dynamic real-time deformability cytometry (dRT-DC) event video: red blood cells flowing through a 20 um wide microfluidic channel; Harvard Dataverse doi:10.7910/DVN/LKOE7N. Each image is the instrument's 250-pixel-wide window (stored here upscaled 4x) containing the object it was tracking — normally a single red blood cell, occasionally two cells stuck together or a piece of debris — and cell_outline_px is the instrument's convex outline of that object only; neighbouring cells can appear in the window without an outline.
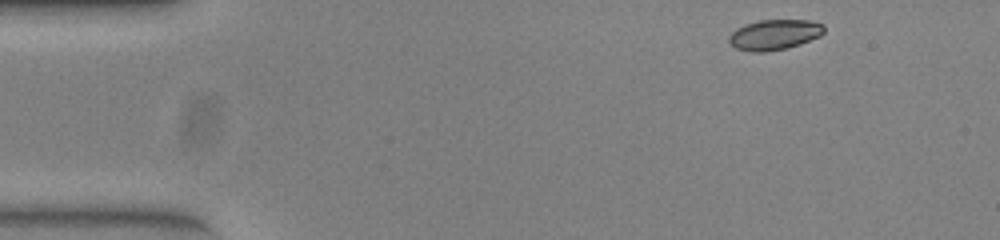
{"species": "common noctule bat (a hibernating species)", "species_latin": "Nyctalus noctula", "temperature_condition": "warm", "stored_images_in_passage": 47, "camera_frame_rate_fps": 3000, "um_per_image_px": 0.085, "animal": {"sex": "female", "body_mass_g": 23.0, "forearm_length_mm": 53.4}, "frame": {"image": 1, "passage_image": 1, "time_ms": 0.0, "image_size_px": [1000, 240], "cell_outline_px": [[824, 32], [820, 36], [800, 44], [788, 48], [764, 52], [752, 52], [736, 48], [728, 40], [728, 36], [736, 28], [744, 24], [760, 20], [808, 20], [824, 24]], "centroid_in_image_um": [65.82, 2.94], "position_along_channel_um": 19.2, "area_um2": 16.88}}
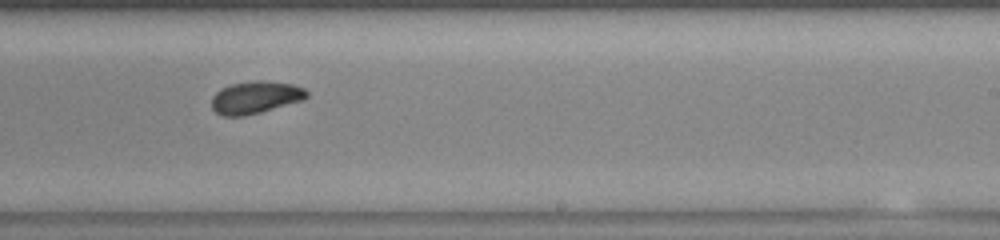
{"frame": {"image": 2, "passage_image": 27, "time_ms": 8.667, "image_size_px": [1000, 240], "cell_outline_px": [[308, 96], [304, 100], [260, 112], [244, 116], [224, 116], [216, 112], [212, 108], [212, 96], [220, 88], [232, 84], [252, 80], [264, 80], [292, 84], [304, 88], [308, 92]], "centroid_in_image_um": [21.72, 8.27], "position_along_channel_um": 267.3, "area_um2": 18.03}}
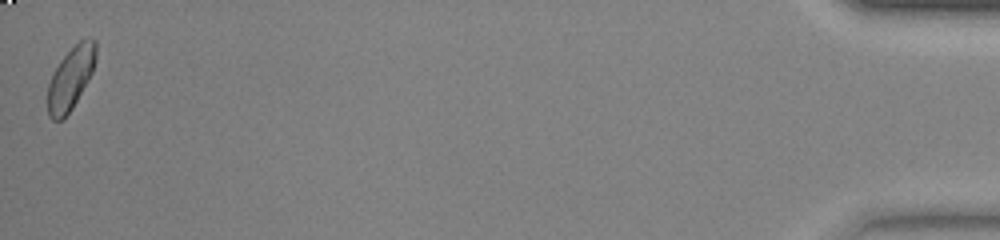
{"frame": {"image": 3, "passage_image": 47, "time_ms": 15.333, "image_size_px": [1000, 240], "cell_outline_px": [[96, 56], [92, 72], [72, 108], [64, 120], [52, 120], [48, 116], [48, 84], [60, 60], [80, 40], [88, 36], [96, 40]], "centroid_in_image_um": [6.01, 6.65], "position_along_channel_um": 429.2, "area_um2": 17.4}, "authors_computed_cell_mechanics": {"area_um2": 17.7446, "velocity_mm_per_s": 3.9189, "shape_relaxation_time_tau1_ms": 3.064, "shape_relaxation_time_tau2_ms": 7.0838, "deformation_change_tau1": 0.1177, "deformation_change_tau2": 0.0993}}